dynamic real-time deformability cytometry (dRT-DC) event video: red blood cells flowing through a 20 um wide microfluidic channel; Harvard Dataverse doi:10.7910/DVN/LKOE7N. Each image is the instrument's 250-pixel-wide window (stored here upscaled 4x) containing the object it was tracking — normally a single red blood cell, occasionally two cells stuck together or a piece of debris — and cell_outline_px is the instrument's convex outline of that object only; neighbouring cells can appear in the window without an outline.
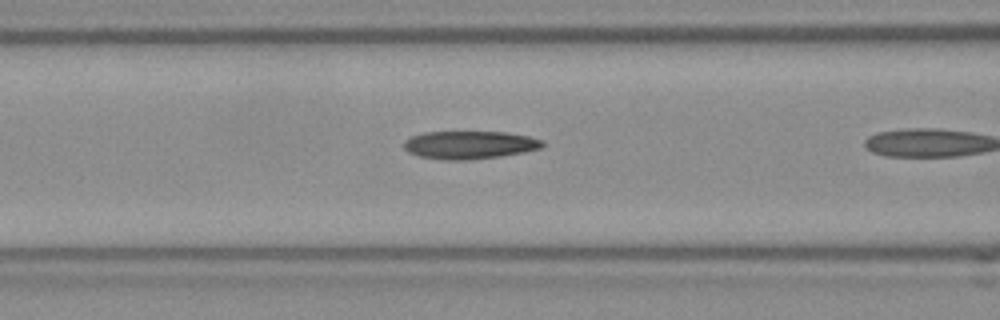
{"species": "Egyptian fruit bat (a non-hibernating species)", "species_latin": "Rousettus aegyptiacus", "temperature_condition": "room temperature", "stored_images_in_passage": 7, "camera_frame_rate_fps": 3000, "um_per_image_px": 0.085, "frame": {"image": 1, "passage_image": 5, "time_ms": 1.333, "image_size_px": [1000, 320], "cell_outline_px": [[544, 144], [540, 148], [524, 152], [500, 156], [468, 160], [444, 160], [420, 156], [408, 152], [404, 148], [404, 140], [412, 136], [424, 132], [504, 132], [528, 136], [544, 140]], "centroid_in_image_um": [39.9, 12.32], "position_along_channel_um": 126.7, "area_um2": 22.54}}